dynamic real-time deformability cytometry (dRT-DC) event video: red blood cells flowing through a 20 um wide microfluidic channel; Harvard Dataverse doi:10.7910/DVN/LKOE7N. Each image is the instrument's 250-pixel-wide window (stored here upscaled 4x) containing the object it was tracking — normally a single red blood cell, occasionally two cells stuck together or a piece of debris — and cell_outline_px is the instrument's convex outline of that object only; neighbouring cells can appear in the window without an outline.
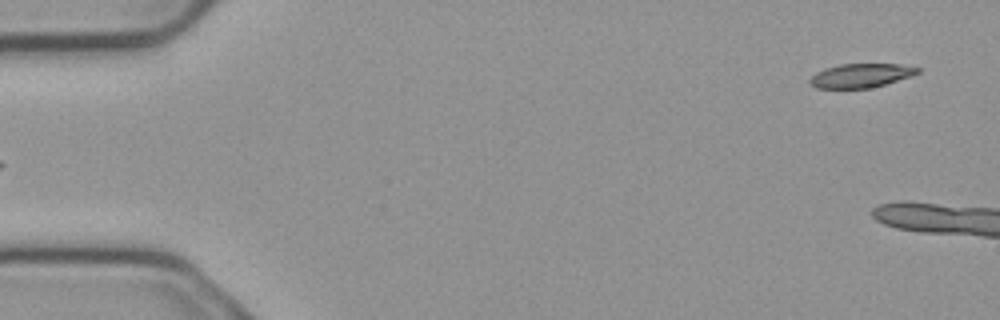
{"species": "common noctule bat (a hibernating species)", "species_latin": "Nyctalus noctula", "temperature_condition": "cold", "stored_images_in_passage": 4, "camera_frame_rate_fps": 3000, "um_per_image_px": 0.085, "animal": {"sex": "male", "body_mass_g": 23.1, "forearm_length_mm": 52.7}, "frame": {"image": 1, "passage_image": 4, "time_ms": 1.0, "image_size_px": [1000, 320], "cell_outline_px": [[920, 72], [912, 76], [884, 84], [868, 88], [816, 88], [808, 80], [816, 72], [824, 68], [840, 64], [900, 64], [920, 68]], "centroid_in_image_um": [73.18, 6.41], "position_along_channel_um": 11.8, "area_um2": 14.97}}